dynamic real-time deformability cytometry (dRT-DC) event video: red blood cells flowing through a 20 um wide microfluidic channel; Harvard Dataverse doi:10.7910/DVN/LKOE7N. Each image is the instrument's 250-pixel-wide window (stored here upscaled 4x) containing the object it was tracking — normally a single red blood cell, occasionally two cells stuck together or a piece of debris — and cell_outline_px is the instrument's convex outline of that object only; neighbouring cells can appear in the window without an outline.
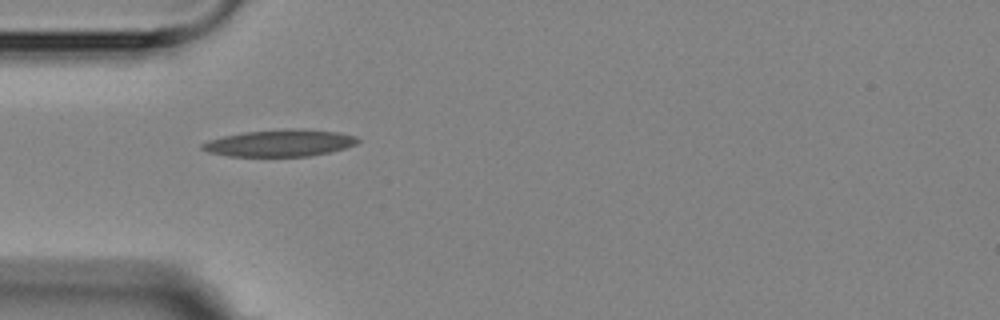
{"species": "Egyptian fruit bat (a non-hibernating species)", "species_latin": "Rousettus aegyptiacus", "temperature_condition": "room temperature", "stored_images_in_passage": 1, "camera_frame_rate_fps": 3000, "um_per_image_px": 0.085, "animal": {"sex": "female"}, "frame": {"image": 1, "passage_image": 1, "time_ms": 0.0, "image_size_px": [1000, 320], "cell_outline_px": [[360, 140], [356, 144], [344, 148], [328, 152], [308, 156], [228, 156], [208, 152], [200, 148], [200, 144], [208, 140], [224, 136], [244, 132], [284, 128], [304, 128], [340, 132], [356, 136]], "centroid_in_image_um": [23.79, 12.14], "position_along_channel_um": 61.2, "area_um2": 24.57}}